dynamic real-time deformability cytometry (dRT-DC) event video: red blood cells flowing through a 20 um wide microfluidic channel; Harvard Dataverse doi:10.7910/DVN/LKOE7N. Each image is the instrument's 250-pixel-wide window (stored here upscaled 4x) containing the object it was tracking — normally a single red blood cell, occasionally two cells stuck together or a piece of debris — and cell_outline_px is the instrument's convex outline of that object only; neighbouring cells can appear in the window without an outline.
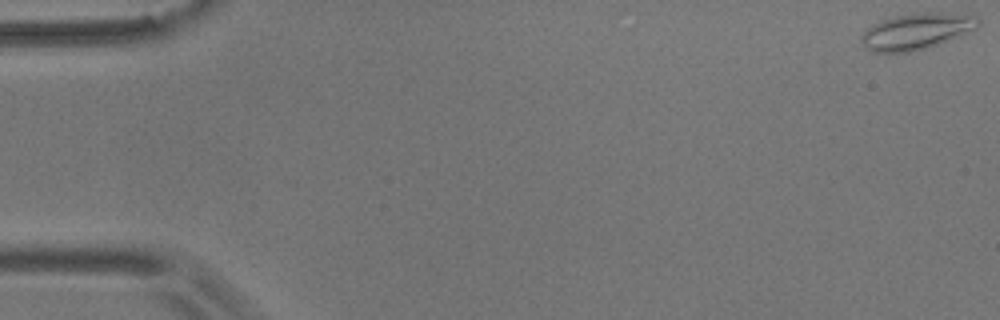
{"species": "common noctule bat (a hibernating species)", "species_latin": "Nyctalus noctula", "temperature_condition": "room temperature", "stored_images_in_passage": 56, "camera_frame_rate_fps": 3000, "um_per_image_px": 0.085, "animal": {"sex": "male", "body_mass_g": 17.9}, "frame": {"image": 1, "passage_image": 1, "time_ms": 0.0, "image_size_px": [1000, 320], "cell_outline_px": [[980, 24], [976, 28], [948, 40], [924, 48], [908, 52], [872, 52], [860, 40], [860, 36], [872, 24], [880, 20], [892, 16], [920, 12], [940, 12], [976, 16], [980, 20]], "centroid_in_image_um": [77.87, 2.64], "position_along_channel_um": 7.1, "area_um2": 24.39}}
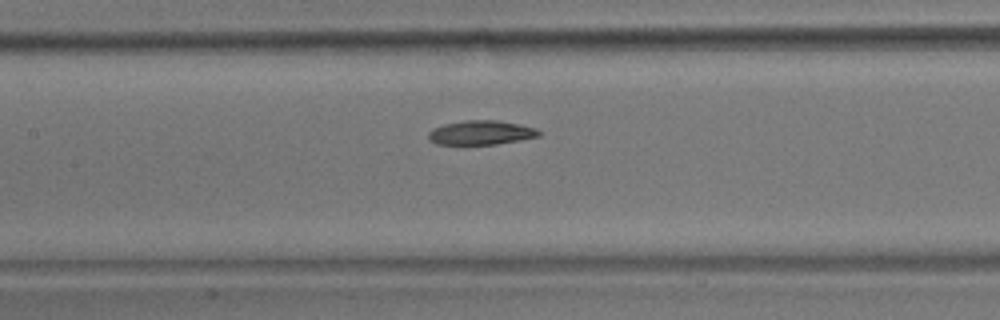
{"frame": {"image": 2, "passage_image": 26, "time_ms": 8.333, "image_size_px": [1000, 320], "cell_outline_px": [[544, 132], [540, 136], [520, 140], [496, 144], [436, 144], [428, 140], [428, 132], [432, 128], [444, 124], [464, 120], [496, 120], [520, 124], [536, 128]], "centroid_in_image_um": [40.9, 11.27], "position_along_channel_um": 166.5, "area_um2": 15.78}}
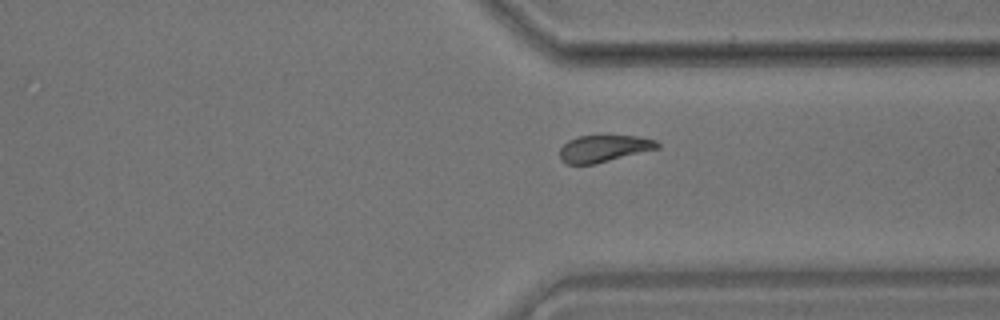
{"frame": {"image": 3, "passage_image": 42, "time_ms": 13.667, "image_size_px": [1000, 320], "cell_outline_px": [[660, 148], [596, 164], [564, 164], [560, 160], [560, 148], [568, 140], [576, 136], [640, 136], [656, 140], [660, 144]], "centroid_in_image_um": [51.33, 12.63], "position_along_channel_um": 360.1, "area_um2": 15.49}, "authors_computed_cell_mechanics": {"area_um2": 16.5019, "velocity_mm_per_s": 3.6298, "shape_relaxation_time_tau1_ms": 9.2013, "shape_relaxation_time_tau2_ms": null, "deformation_change_tau1": 0.1842, "deformation_change_tau2": null}}